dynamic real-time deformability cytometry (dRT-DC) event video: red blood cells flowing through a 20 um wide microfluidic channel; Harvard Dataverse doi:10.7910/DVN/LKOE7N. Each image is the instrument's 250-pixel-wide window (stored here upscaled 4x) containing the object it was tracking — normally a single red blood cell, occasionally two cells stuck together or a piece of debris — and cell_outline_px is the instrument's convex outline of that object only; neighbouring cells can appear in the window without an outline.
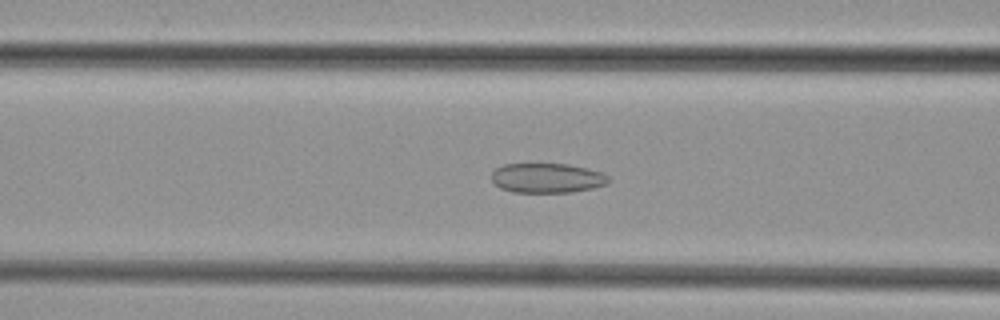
{"species": "common noctule bat (a hibernating species)", "species_latin": "Nyctalus noctula", "temperature_condition": "cold", "stored_images_in_passage": 41, "camera_frame_rate_fps": 3000, "um_per_image_px": 0.085, "animal": {"sex": "female", "body_mass_g": 29.2, "forearm_length_mm": 56.3}, "frame": {"image": 1, "passage_image": 12, "time_ms": 3.667, "image_size_px": [1000, 320], "cell_outline_px": [[612, 180], [608, 184], [592, 188], [572, 192], [512, 192], [500, 188], [492, 180], [492, 172], [496, 168], [504, 164], [568, 164], [588, 168], [600, 172], [608, 176]], "centroid_in_image_um": [46.53, 15.13], "position_along_channel_um": 120.1, "area_um2": 20.29}}
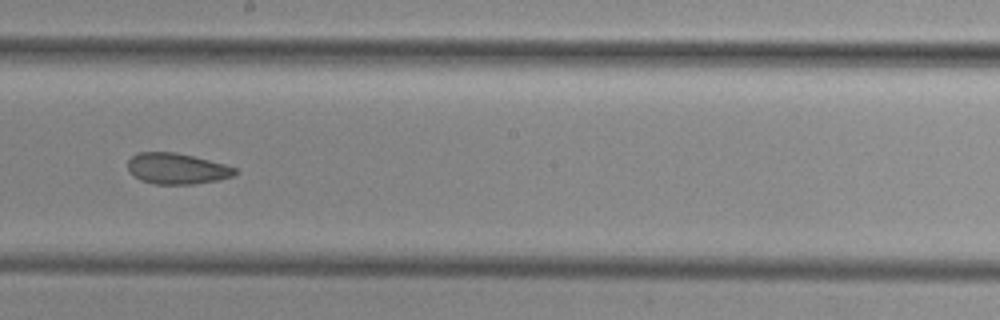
{"frame": {"image": 2, "passage_image": 20, "time_ms": 6.333, "image_size_px": [1000, 320], "cell_outline_px": [[240, 172], [232, 176], [216, 180], [192, 184], [156, 184], [140, 180], [128, 172], [128, 160], [136, 152], [176, 152], [224, 164], [236, 168]], "centroid_in_image_um": [15.0, 14.33], "position_along_channel_um": 233.2, "area_um2": 19.31}}
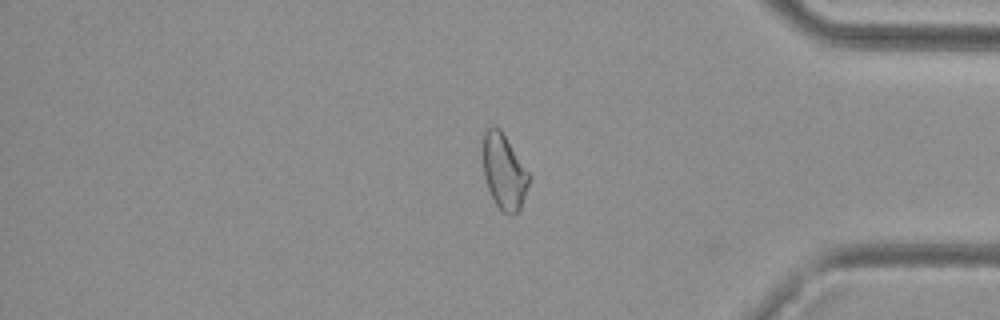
{"frame": {"image": 3, "passage_image": 33, "time_ms": 10.667, "image_size_px": [1000, 320], "cell_outline_px": [[528, 184], [520, 212], [512, 216], [504, 212], [496, 204], [488, 188], [484, 176], [484, 132], [492, 124], [496, 124], [500, 128], [528, 172]], "centroid_in_image_um": [42.84, 14.6], "position_along_channel_um": 392.4, "area_um2": 19.83}}